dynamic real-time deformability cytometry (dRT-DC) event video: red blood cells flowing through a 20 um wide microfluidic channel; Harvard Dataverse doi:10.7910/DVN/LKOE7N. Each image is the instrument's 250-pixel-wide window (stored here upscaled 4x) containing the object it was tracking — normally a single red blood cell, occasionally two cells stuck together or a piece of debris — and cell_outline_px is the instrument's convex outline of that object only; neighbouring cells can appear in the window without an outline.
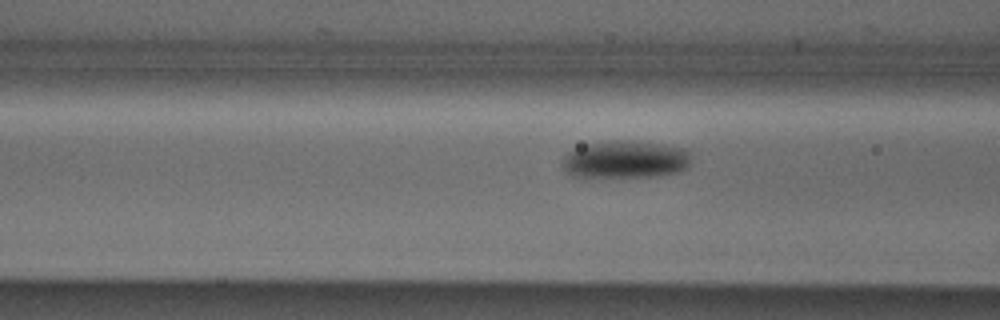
{"species": "Egyptian fruit bat (a non-hibernating species)", "species_latin": "Rousettus aegyptiacus", "temperature_condition": "cold", "stored_images_in_passage": 7, "camera_frame_rate_fps": 3000, "um_per_image_px": 0.085, "animal": {"sex": "male"}, "frame": {"image": 1, "passage_image": 5, "time_ms": 1.333, "image_size_px": [1000, 320], "cell_outline_px": [[692, 152], [688, 164], [684, 168], [676, 172], [648, 176], [584, 180], [572, 176], [560, 164], [564, 156], [568, 152], [584, 144], [612, 140], [632, 140], [688, 148]], "centroid_in_image_um": [53.07, 13.58], "position_along_channel_um": 113.5, "area_um2": 29.13}}